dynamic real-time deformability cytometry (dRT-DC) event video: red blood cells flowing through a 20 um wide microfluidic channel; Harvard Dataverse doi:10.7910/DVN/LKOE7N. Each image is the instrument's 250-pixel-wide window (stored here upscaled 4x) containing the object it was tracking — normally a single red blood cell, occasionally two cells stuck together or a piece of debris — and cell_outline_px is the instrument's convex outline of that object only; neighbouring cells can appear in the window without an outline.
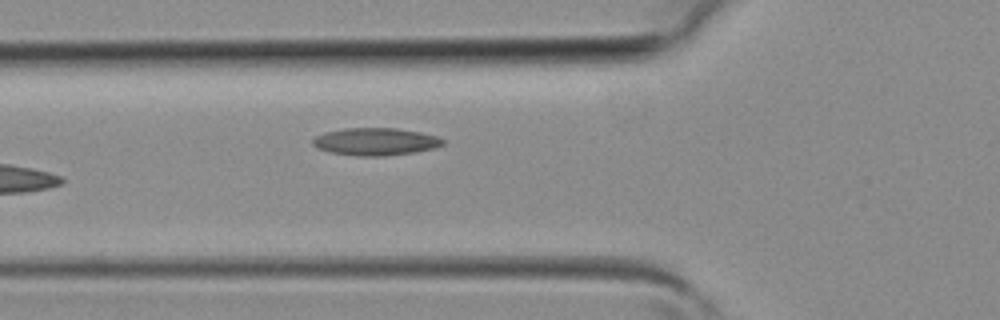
{"species": "common noctule bat (a hibernating species)", "species_latin": "Nyctalus noctula", "temperature_condition": "room temperature", "stored_images_in_passage": 4, "camera_frame_rate_fps": 3000, "um_per_image_px": 0.085, "animal": {"sex": "female", "body_mass_g": 19.3, "forearm_length_mm": 54.1}, "frame": {"image": 1, "passage_image": 4, "time_ms": 1.0, "image_size_px": [1000, 320], "cell_outline_px": [[444, 144], [432, 148], [416, 152], [384, 156], [360, 156], [332, 152], [316, 148], [312, 144], [312, 140], [316, 136], [324, 132], [344, 128], [396, 128], [420, 132], [436, 136], [444, 140]], "centroid_in_image_um": [31.9, 12.03], "position_along_channel_um": 93.9, "area_um2": 20.75}}